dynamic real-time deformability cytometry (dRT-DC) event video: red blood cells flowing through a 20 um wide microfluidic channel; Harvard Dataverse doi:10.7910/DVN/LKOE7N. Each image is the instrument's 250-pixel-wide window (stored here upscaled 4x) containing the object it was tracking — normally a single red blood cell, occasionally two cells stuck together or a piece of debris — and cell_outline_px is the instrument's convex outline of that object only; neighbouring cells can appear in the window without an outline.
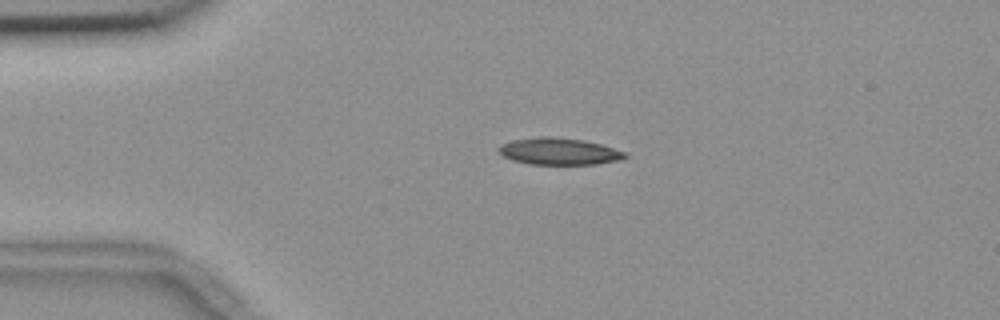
{"species": "common noctule bat (a hibernating species)", "species_latin": "Nyctalus noctula", "temperature_condition": "room temperature", "stored_images_in_passage": 3, "camera_frame_rate_fps": 3000, "um_per_image_px": 0.085, "animal": {"sex": "female", "body_mass_g": 18.4}, "frame": {"image": 1, "passage_image": 2, "time_ms": 0.333, "image_size_px": [1000, 320], "cell_outline_px": [[628, 156], [620, 160], [596, 164], [528, 164], [512, 160], [504, 156], [496, 148], [500, 144], [512, 140], [540, 136], [552, 136], [584, 140], [600, 144], [628, 152]], "centroid_in_image_um": [47.52, 12.86], "position_along_channel_um": 37.5, "area_um2": 19.94}}
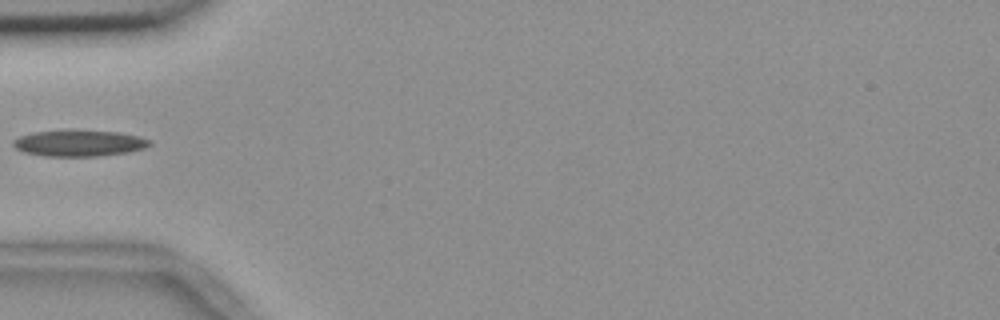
{"frame": {"image": 2, "passage_image": 3, "time_ms": 0.667, "image_size_px": [1000, 320], "cell_outline_px": [[152, 144], [144, 148], [128, 152], [100, 156], [44, 156], [24, 152], [16, 148], [12, 144], [12, 140], [20, 136], [36, 132], [120, 132], [140, 136], [152, 140]], "centroid_in_image_um": [6.77, 12.2], "position_along_channel_um": 78.2, "area_um2": 20.29}}